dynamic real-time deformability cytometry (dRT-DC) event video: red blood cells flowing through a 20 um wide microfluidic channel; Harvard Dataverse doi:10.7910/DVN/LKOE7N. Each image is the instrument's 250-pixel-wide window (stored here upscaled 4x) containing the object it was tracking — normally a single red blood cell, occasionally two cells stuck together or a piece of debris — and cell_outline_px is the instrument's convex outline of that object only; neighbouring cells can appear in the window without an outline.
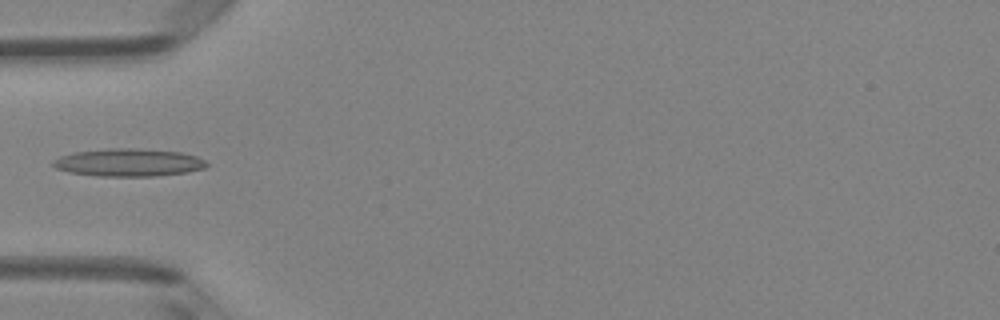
{"species": "Egyptian fruit bat (a non-hibernating species)", "species_latin": "Rousettus aegyptiacus", "temperature_condition": "room temperature", "stored_images_in_passage": 4, "camera_frame_rate_fps": 3000, "um_per_image_px": 0.085, "animal": {"sex": "female"}, "frame": {"image": 1, "passage_image": 3, "time_ms": 2.333, "image_size_px": [1000, 320], "cell_outline_px": [[208, 164], [204, 168], [188, 172], [156, 176], [100, 176], [68, 172], [56, 168], [52, 164], [52, 160], [60, 156], [72, 152], [108, 148], [136, 148], [180, 152], [196, 156], [204, 160]], "centroid_in_image_um": [10.9, 13.81], "position_along_channel_um": 74.1, "area_um2": 24.91}}
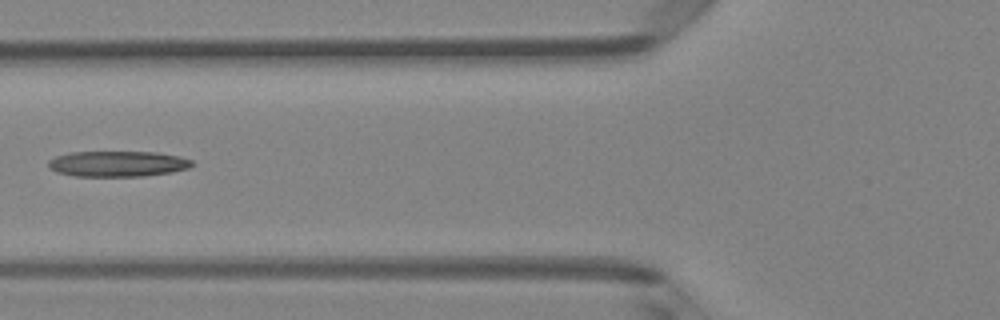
{"frame": {"image": 2, "passage_image": 4, "time_ms": 3.333, "image_size_px": [1000, 320], "cell_outline_px": [[196, 164], [188, 168], [172, 172], [144, 176], [72, 176], [56, 172], [48, 168], [48, 160], [56, 156], [68, 152], [156, 152], [180, 156], [192, 160]], "centroid_in_image_um": [9.99, 13.92], "position_along_channel_um": 115.8, "area_um2": 21.73}}